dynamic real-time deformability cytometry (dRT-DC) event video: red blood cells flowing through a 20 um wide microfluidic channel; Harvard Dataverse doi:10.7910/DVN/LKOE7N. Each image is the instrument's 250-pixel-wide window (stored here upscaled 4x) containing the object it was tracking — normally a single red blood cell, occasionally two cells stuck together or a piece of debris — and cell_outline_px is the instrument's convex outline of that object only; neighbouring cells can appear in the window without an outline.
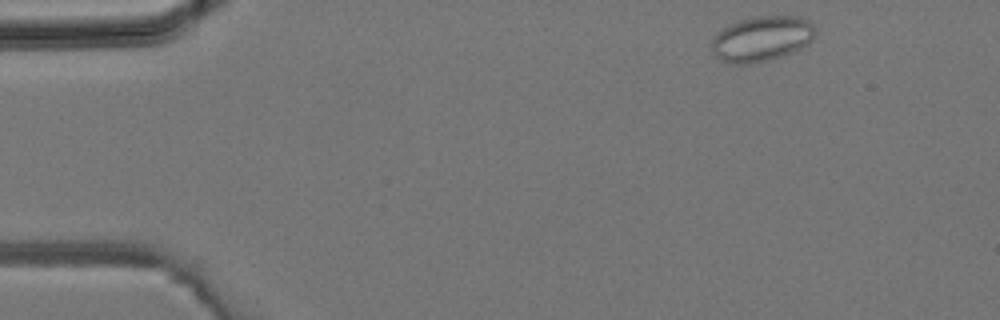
{"species": "common noctule bat (a hibernating species)", "species_latin": "Nyctalus noctula", "temperature_condition": "room temperature", "stored_images_in_passage": 3, "camera_frame_rate_fps": 3000, "um_per_image_px": 0.085, "animal": {"sex": "male", "body_mass_g": 19.2, "forearm_length_mm": 51.8}, "frame": {"image": 1, "passage_image": 1, "time_ms": 0.0, "image_size_px": [1000, 320], "cell_outline_px": [[816, 32], [812, 40], [808, 44], [792, 52], [780, 56], [748, 64], [728, 64], [720, 60], [712, 52], [712, 40], [720, 28], [728, 24], [740, 20], [756, 16], [800, 16], [808, 20], [812, 24]], "centroid_in_image_um": [64.72, 3.28], "position_along_channel_um": 20.3, "area_um2": 27.4}}